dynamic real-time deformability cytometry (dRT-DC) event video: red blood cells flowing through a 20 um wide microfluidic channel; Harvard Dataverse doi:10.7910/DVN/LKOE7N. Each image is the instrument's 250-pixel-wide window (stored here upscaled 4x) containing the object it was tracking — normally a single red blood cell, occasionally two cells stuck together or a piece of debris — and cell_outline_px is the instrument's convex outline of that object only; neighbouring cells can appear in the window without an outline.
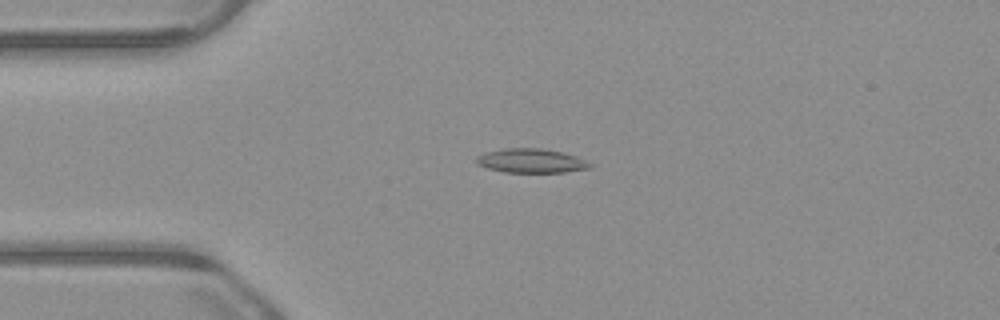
{"species": "common noctule bat (a hibernating species)", "species_latin": "Nyctalus noctula", "temperature_condition": "warm", "stored_images_in_passage": 47, "camera_frame_rate_fps": 3000, "um_per_image_px": 0.085, "animal": {"sex": "male", "body_mass_g": 23.1, "forearm_length_mm": 52.7}, "frame": {"image": 1, "passage_image": 6, "time_ms": 1.667, "image_size_px": [1000, 320], "cell_outline_px": [[592, 168], [564, 172], [504, 172], [488, 168], [476, 164], [476, 156], [484, 152], [504, 148], [540, 148], [560, 152], [576, 156], [592, 164]], "centroid_in_image_um": [45.11, 13.66], "position_along_channel_um": 39.9, "area_um2": 15.95}}
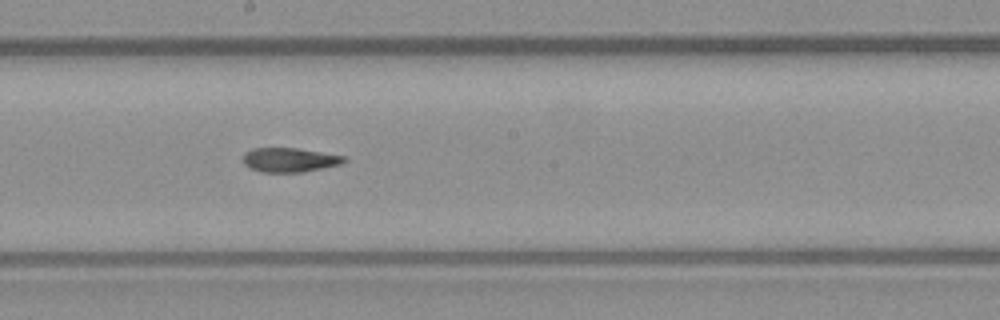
{"frame": {"image": 2, "passage_image": 22, "time_ms": 7.0, "image_size_px": [1000, 320], "cell_outline_px": [[348, 160], [344, 164], [304, 172], [260, 172], [248, 168], [244, 164], [244, 152], [252, 148], [296, 148], [344, 156]], "centroid_in_image_um": [24.62, 13.6], "position_along_channel_um": 223.6, "area_um2": 14.45}}
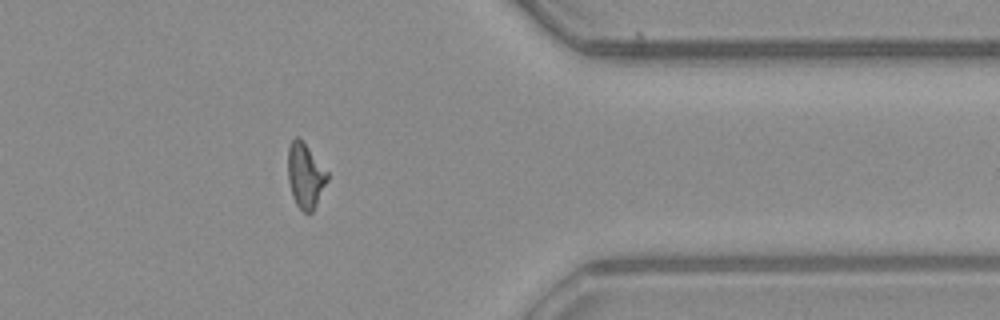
{"frame": {"image": 3, "passage_image": 36, "time_ms": 11.667, "image_size_px": [1000, 320], "cell_outline_px": [[328, 180], [312, 212], [304, 212], [296, 204], [292, 196], [288, 180], [288, 148], [292, 140], [296, 136], [304, 144], [328, 172]], "centroid_in_image_um": [25.94, 14.95], "position_along_channel_um": 385.5, "area_um2": 14.51}, "authors_computed_cell_mechanics": {"area_um2": 15.028, "velocity_mm_per_s": 3.8766, "shape_relaxation_time_tau1_ms": null, "shape_relaxation_time_tau2_ms": 5.8755, "deformation_change_tau1": null, "deformation_change_tau2": 0.149}}